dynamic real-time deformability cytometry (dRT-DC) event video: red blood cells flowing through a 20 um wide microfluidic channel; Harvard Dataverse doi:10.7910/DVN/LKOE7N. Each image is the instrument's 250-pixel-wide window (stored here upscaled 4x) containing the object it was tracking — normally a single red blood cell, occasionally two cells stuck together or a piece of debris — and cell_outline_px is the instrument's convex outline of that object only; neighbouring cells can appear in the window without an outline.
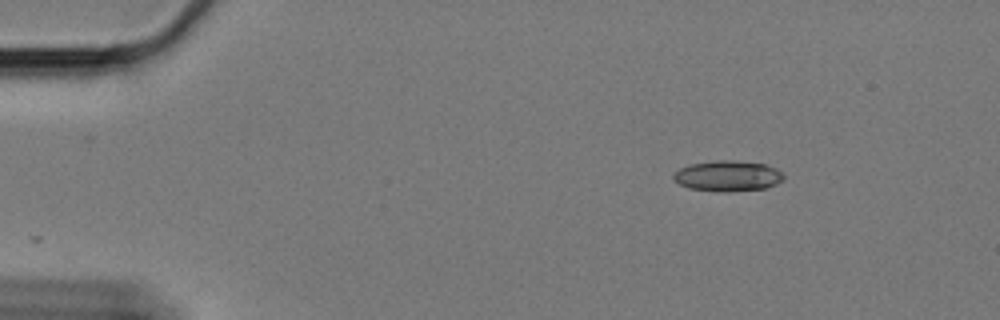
{"species": "Egyptian fruit bat (a non-hibernating species)", "species_latin": "Rousettus aegyptiacus", "temperature_condition": "cold", "stored_images_in_passage": 41, "camera_frame_rate_fps": 3000, "um_per_image_px": 0.085, "animal": {"sex": "female"}, "frame": {"image": 1, "passage_image": 1, "time_ms": 0.0, "image_size_px": [1000, 320], "cell_outline_px": [[784, 180], [776, 184], [764, 188], [688, 188], [680, 184], [672, 176], [680, 168], [688, 164], [716, 160], [732, 160], [764, 164], [776, 168], [784, 176]], "centroid_in_image_um": [61.87, 14.88], "position_along_channel_um": 23.1, "area_um2": 18.44}}
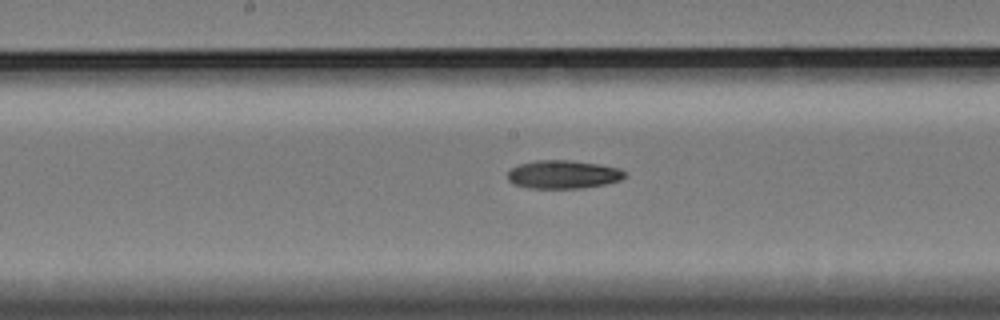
{"frame": {"image": 2, "passage_image": 24, "time_ms": 7.667, "image_size_px": [1000, 320], "cell_outline_px": [[628, 176], [620, 180], [604, 184], [580, 188], [528, 188], [512, 184], [508, 180], [508, 172], [512, 168], [520, 164], [536, 160], [572, 160], [620, 168], [628, 172]], "centroid_in_image_um": [47.89, 14.83], "position_along_channel_um": 200.3, "area_um2": 19.42}}
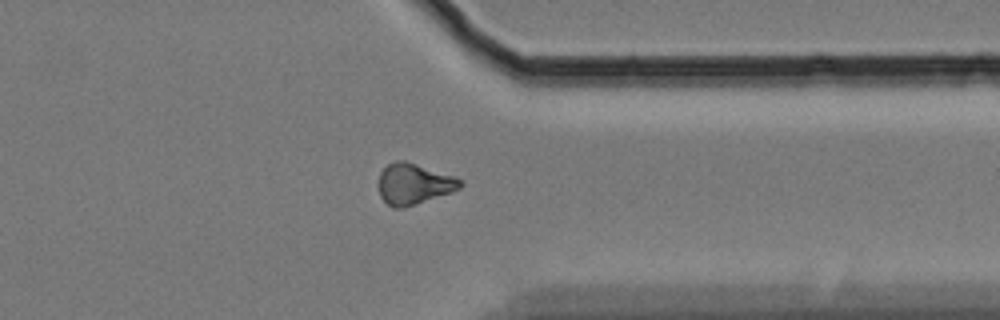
{"frame": {"image": 3, "passage_image": 40, "time_ms": 13.0, "image_size_px": [1000, 320], "cell_outline_px": [[464, 184], [460, 188], [452, 192], [404, 208], [392, 208], [380, 196], [380, 172], [388, 164], [396, 160], [404, 160], [456, 176], [464, 180]], "centroid_in_image_um": [35.22, 15.63], "position_along_channel_um": 376.2, "area_um2": 19.54}, "authors_computed_cell_mechanics": {"area_um2": 19.4208, "velocity_mm_per_s": 3.3472, "shape_relaxation_time_tau1_ms": 5.7938, "shape_relaxation_time_tau2_ms": null, "deformation_change_tau1": 0.1247, "deformation_change_tau2": null}}